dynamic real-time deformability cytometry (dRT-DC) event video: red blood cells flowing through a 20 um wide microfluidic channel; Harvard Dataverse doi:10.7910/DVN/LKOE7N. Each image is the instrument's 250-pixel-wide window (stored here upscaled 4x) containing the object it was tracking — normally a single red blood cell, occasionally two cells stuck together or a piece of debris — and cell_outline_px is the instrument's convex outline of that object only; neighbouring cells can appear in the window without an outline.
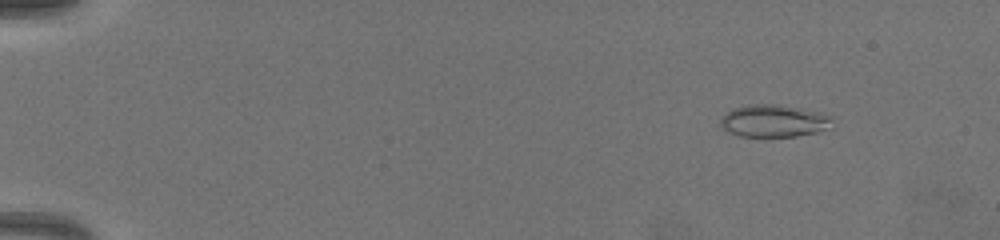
{"species": "common noctule bat (a hibernating species)", "species_latin": "Nyctalus noctula", "temperature_condition": "warm", "stored_images_in_passage": 62, "camera_frame_rate_fps": 3000, "um_per_image_px": 0.085, "animal": {"sex": "female", "body_mass_g": 19.5, "forearm_length_mm": 54.1}, "frame": {"image": 1, "passage_image": 3, "time_ms": 0.667, "image_size_px": [1000, 240], "cell_outline_px": [[832, 128], [816, 132], [796, 136], [740, 136], [728, 132], [720, 124], [724, 116], [728, 112], [736, 108], [756, 104], [768, 104], [788, 108], [828, 120]], "centroid_in_image_um": [65.59, 10.34], "position_along_channel_um": 19.4, "area_um2": 19.13}}
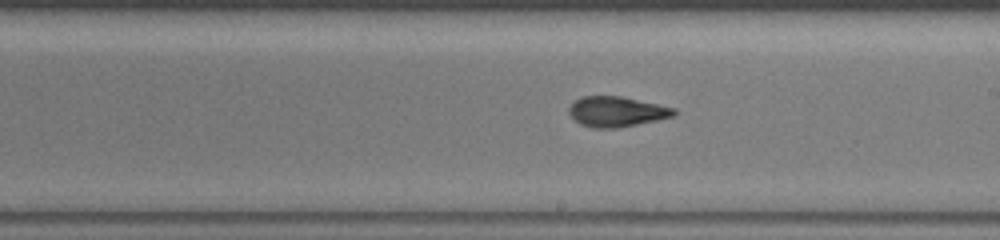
{"frame": {"image": 2, "passage_image": 36, "time_ms": 11.667, "image_size_px": [1000, 240], "cell_outline_px": [[676, 112], [672, 116], [656, 120], [616, 128], [592, 128], [580, 124], [568, 112], [568, 108], [576, 100], [584, 96], [620, 96], [676, 108]], "centroid_in_image_um": [52.39, 9.49], "position_along_channel_um": 236.6, "area_um2": 18.21}}
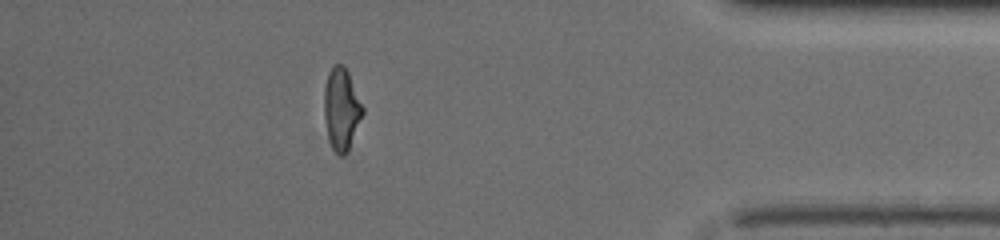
{"frame": {"image": 3, "passage_image": 55, "time_ms": 18.0, "image_size_px": [1000, 240], "cell_outline_px": [[364, 112], [348, 148], [344, 156], [340, 156], [332, 148], [328, 136], [324, 116], [324, 88], [328, 72], [336, 64], [340, 64], [348, 72], [364, 108]], "centroid_in_image_um": [29.01, 9.26], "position_along_channel_um": 406.2, "area_um2": 18.03}}